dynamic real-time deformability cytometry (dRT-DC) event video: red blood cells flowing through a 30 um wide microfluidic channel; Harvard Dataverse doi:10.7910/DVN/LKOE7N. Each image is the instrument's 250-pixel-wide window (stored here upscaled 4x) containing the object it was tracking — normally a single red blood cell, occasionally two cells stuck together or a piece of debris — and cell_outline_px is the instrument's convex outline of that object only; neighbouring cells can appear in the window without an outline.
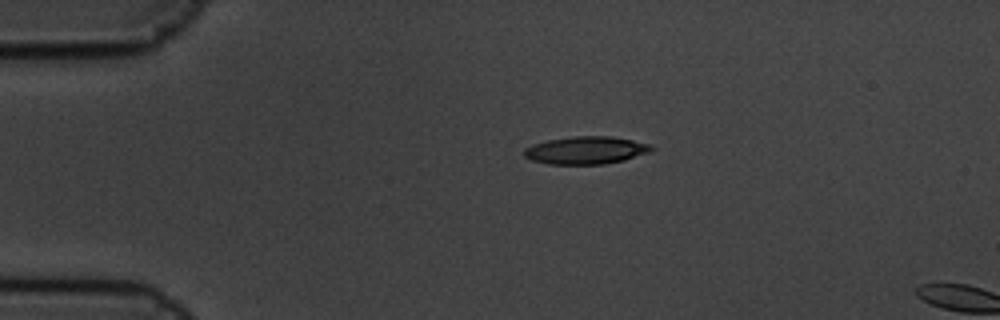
{"species": "common noctule bat (a hibernating species)", "species_latin": "Nyctalus noctula", "temperature_condition": "cold", "stored_images_in_passage": 2, "camera_frame_rate_fps": 3000, "um_per_image_px": 0.085, "animal": {"sex": "male", "body_mass_g": 19.5, "forearm_length_mm": 54.6}, "frame": {"image": 1, "passage_image": 1, "time_ms": 0.0, "image_size_px": [1000, 320], "cell_outline_px": [[656, 148], [652, 152], [624, 160], [604, 164], [548, 164], [532, 160], [524, 156], [524, 148], [532, 144], [548, 140], [572, 136], [612, 136], [652, 144]], "centroid_in_image_um": [49.85, 12.77], "position_along_channel_um": 35.1, "area_um2": 20.75}}